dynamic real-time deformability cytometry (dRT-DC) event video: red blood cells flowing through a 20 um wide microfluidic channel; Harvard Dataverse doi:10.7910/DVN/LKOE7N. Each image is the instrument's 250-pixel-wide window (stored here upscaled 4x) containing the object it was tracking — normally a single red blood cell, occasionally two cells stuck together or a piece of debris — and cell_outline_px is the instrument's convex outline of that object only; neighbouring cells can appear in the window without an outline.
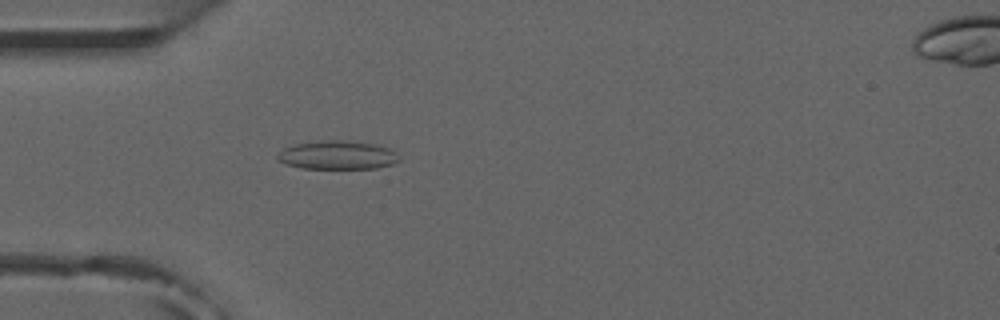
{"species": "common noctule bat (a hibernating species)", "species_latin": "Nyctalus noctula", "temperature_condition": "room temperature", "stored_images_in_passage": 53, "camera_frame_rate_fps": 3000, "um_per_image_px": 0.085, "animal": {"sex": "male", "forearm_length_mm": 52.5}, "frame": {"image": 1, "passage_image": 16, "time_ms": 5.0, "image_size_px": [1000, 320], "cell_outline_px": [[400, 160], [392, 164], [376, 168], [300, 168], [284, 164], [276, 160], [276, 156], [284, 148], [296, 144], [320, 140], [344, 140], [376, 144], [388, 148], [396, 152], [400, 156]], "centroid_in_image_um": [28.67, 13.18], "position_along_channel_um": 56.3, "area_um2": 20.4}}
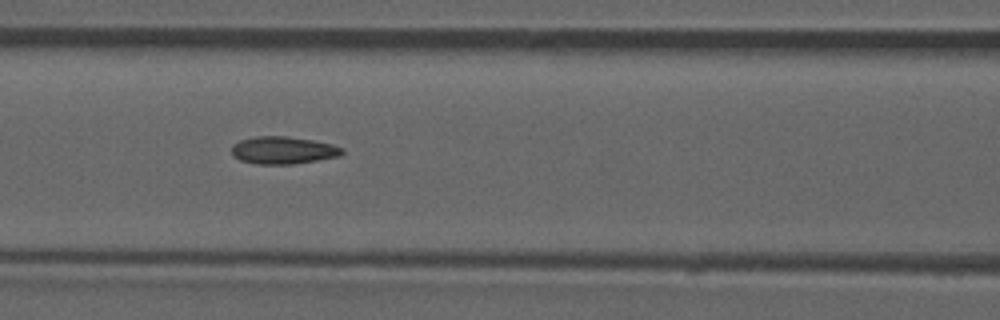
{"frame": {"image": 2, "passage_image": 23, "time_ms": 7.333, "image_size_px": [1000, 320], "cell_outline_px": [[344, 152], [340, 156], [292, 164], [256, 164], [240, 160], [232, 156], [232, 144], [240, 140], [256, 136], [288, 136], [312, 140], [332, 144], [344, 148]], "centroid_in_image_um": [24.05, 12.77], "position_along_channel_um": 142.5, "area_um2": 17.74}, "authors_computed_cell_mechanics": {"area_um2": 17.5134, "velocity_mm_per_s": 3.896, "shape_relaxation_time_tau1_ms": null, "shape_relaxation_time_tau2_ms": 2.6306, "deformation_change_tau1": null, "deformation_change_tau2": 0.1046}}